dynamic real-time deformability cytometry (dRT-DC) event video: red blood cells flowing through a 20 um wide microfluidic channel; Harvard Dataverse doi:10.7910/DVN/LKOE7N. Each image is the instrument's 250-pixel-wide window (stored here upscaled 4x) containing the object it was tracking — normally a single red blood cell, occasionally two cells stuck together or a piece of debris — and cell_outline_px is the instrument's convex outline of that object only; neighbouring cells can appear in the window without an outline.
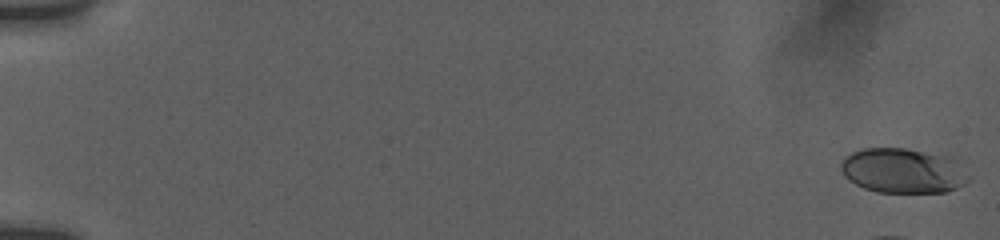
{"species": "human", "species_latin": "Homo sapiens", "temperature_condition": "room temperature", "stored_images_in_passage": 11, "camera_frame_rate_fps": 3000, "um_per_image_px": 0.085, "donor": {"sex": "female"}, "frame": {"image": 1, "passage_image": 1, "time_ms": 0.0, "image_size_px": [1000, 240], "cell_outline_px": [[972, 176], [964, 184], [956, 188], [944, 192], [876, 192], [864, 188], [848, 180], [844, 176], [840, 168], [840, 164], [852, 152], [864, 148], [908, 148], [956, 156]], "centroid_in_image_um": [76.85, 14.49], "position_along_channel_um": 8.1, "area_um2": 34.16}}